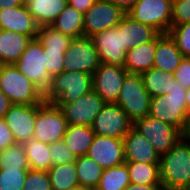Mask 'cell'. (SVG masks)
<instances>
[{
    "label": "cell",
    "mask_w": 190,
    "mask_h": 190,
    "mask_svg": "<svg viewBox=\"0 0 190 190\" xmlns=\"http://www.w3.org/2000/svg\"><path fill=\"white\" fill-rule=\"evenodd\" d=\"M143 85L151 98L167 94L171 87V75L154 67L140 74Z\"/></svg>",
    "instance_id": "31"
},
{
    "label": "cell",
    "mask_w": 190,
    "mask_h": 190,
    "mask_svg": "<svg viewBox=\"0 0 190 190\" xmlns=\"http://www.w3.org/2000/svg\"><path fill=\"white\" fill-rule=\"evenodd\" d=\"M172 25L190 22V0H172Z\"/></svg>",
    "instance_id": "40"
},
{
    "label": "cell",
    "mask_w": 190,
    "mask_h": 190,
    "mask_svg": "<svg viewBox=\"0 0 190 190\" xmlns=\"http://www.w3.org/2000/svg\"><path fill=\"white\" fill-rule=\"evenodd\" d=\"M127 73L124 67L100 63L92 75L93 90L105 103H116Z\"/></svg>",
    "instance_id": "15"
},
{
    "label": "cell",
    "mask_w": 190,
    "mask_h": 190,
    "mask_svg": "<svg viewBox=\"0 0 190 190\" xmlns=\"http://www.w3.org/2000/svg\"><path fill=\"white\" fill-rule=\"evenodd\" d=\"M29 169H0V190H22Z\"/></svg>",
    "instance_id": "35"
},
{
    "label": "cell",
    "mask_w": 190,
    "mask_h": 190,
    "mask_svg": "<svg viewBox=\"0 0 190 190\" xmlns=\"http://www.w3.org/2000/svg\"><path fill=\"white\" fill-rule=\"evenodd\" d=\"M93 89L92 74L79 71H63L52 76L51 84L43 93L45 102L69 103Z\"/></svg>",
    "instance_id": "3"
},
{
    "label": "cell",
    "mask_w": 190,
    "mask_h": 190,
    "mask_svg": "<svg viewBox=\"0 0 190 190\" xmlns=\"http://www.w3.org/2000/svg\"><path fill=\"white\" fill-rule=\"evenodd\" d=\"M39 25L27 10L25 4L0 10V29L15 31L37 38Z\"/></svg>",
    "instance_id": "19"
},
{
    "label": "cell",
    "mask_w": 190,
    "mask_h": 190,
    "mask_svg": "<svg viewBox=\"0 0 190 190\" xmlns=\"http://www.w3.org/2000/svg\"><path fill=\"white\" fill-rule=\"evenodd\" d=\"M79 185L95 190L103 173V168L88 155L76 157Z\"/></svg>",
    "instance_id": "29"
},
{
    "label": "cell",
    "mask_w": 190,
    "mask_h": 190,
    "mask_svg": "<svg viewBox=\"0 0 190 190\" xmlns=\"http://www.w3.org/2000/svg\"><path fill=\"white\" fill-rule=\"evenodd\" d=\"M64 113L68 125L91 127L94 119L101 111L105 102L92 89L85 95L69 103H54Z\"/></svg>",
    "instance_id": "13"
},
{
    "label": "cell",
    "mask_w": 190,
    "mask_h": 190,
    "mask_svg": "<svg viewBox=\"0 0 190 190\" xmlns=\"http://www.w3.org/2000/svg\"><path fill=\"white\" fill-rule=\"evenodd\" d=\"M182 59L183 55L170 34L160 33L156 37L153 67L173 75Z\"/></svg>",
    "instance_id": "20"
},
{
    "label": "cell",
    "mask_w": 190,
    "mask_h": 190,
    "mask_svg": "<svg viewBox=\"0 0 190 190\" xmlns=\"http://www.w3.org/2000/svg\"><path fill=\"white\" fill-rule=\"evenodd\" d=\"M22 190H52L48 172L29 169Z\"/></svg>",
    "instance_id": "37"
},
{
    "label": "cell",
    "mask_w": 190,
    "mask_h": 190,
    "mask_svg": "<svg viewBox=\"0 0 190 190\" xmlns=\"http://www.w3.org/2000/svg\"><path fill=\"white\" fill-rule=\"evenodd\" d=\"M186 91L187 89L176 81L175 76L171 75L168 93L151 98L149 115L182 132L187 113Z\"/></svg>",
    "instance_id": "2"
},
{
    "label": "cell",
    "mask_w": 190,
    "mask_h": 190,
    "mask_svg": "<svg viewBox=\"0 0 190 190\" xmlns=\"http://www.w3.org/2000/svg\"><path fill=\"white\" fill-rule=\"evenodd\" d=\"M16 143L14 135L7 123L3 119H0V151H3Z\"/></svg>",
    "instance_id": "42"
},
{
    "label": "cell",
    "mask_w": 190,
    "mask_h": 190,
    "mask_svg": "<svg viewBox=\"0 0 190 190\" xmlns=\"http://www.w3.org/2000/svg\"><path fill=\"white\" fill-rule=\"evenodd\" d=\"M133 122L117 103H105L94 119L91 128L95 135L123 139Z\"/></svg>",
    "instance_id": "11"
},
{
    "label": "cell",
    "mask_w": 190,
    "mask_h": 190,
    "mask_svg": "<svg viewBox=\"0 0 190 190\" xmlns=\"http://www.w3.org/2000/svg\"><path fill=\"white\" fill-rule=\"evenodd\" d=\"M126 13L109 1L96 0L93 6L84 14V35H92L105 29L114 28Z\"/></svg>",
    "instance_id": "14"
},
{
    "label": "cell",
    "mask_w": 190,
    "mask_h": 190,
    "mask_svg": "<svg viewBox=\"0 0 190 190\" xmlns=\"http://www.w3.org/2000/svg\"><path fill=\"white\" fill-rule=\"evenodd\" d=\"M52 166L67 164L76 160V156L63 140L49 144Z\"/></svg>",
    "instance_id": "38"
},
{
    "label": "cell",
    "mask_w": 190,
    "mask_h": 190,
    "mask_svg": "<svg viewBox=\"0 0 190 190\" xmlns=\"http://www.w3.org/2000/svg\"><path fill=\"white\" fill-rule=\"evenodd\" d=\"M10 100L6 97V95L0 89V119H3L6 115L9 107L11 106Z\"/></svg>",
    "instance_id": "45"
},
{
    "label": "cell",
    "mask_w": 190,
    "mask_h": 190,
    "mask_svg": "<svg viewBox=\"0 0 190 190\" xmlns=\"http://www.w3.org/2000/svg\"><path fill=\"white\" fill-rule=\"evenodd\" d=\"M184 138H190V109L187 110L185 124L182 130Z\"/></svg>",
    "instance_id": "48"
},
{
    "label": "cell",
    "mask_w": 190,
    "mask_h": 190,
    "mask_svg": "<svg viewBox=\"0 0 190 190\" xmlns=\"http://www.w3.org/2000/svg\"><path fill=\"white\" fill-rule=\"evenodd\" d=\"M69 190H93L91 188H88V187H85V186H82V185H77Z\"/></svg>",
    "instance_id": "50"
},
{
    "label": "cell",
    "mask_w": 190,
    "mask_h": 190,
    "mask_svg": "<svg viewBox=\"0 0 190 190\" xmlns=\"http://www.w3.org/2000/svg\"><path fill=\"white\" fill-rule=\"evenodd\" d=\"M22 144L30 169L48 171L52 167L49 144L35 139H30Z\"/></svg>",
    "instance_id": "27"
},
{
    "label": "cell",
    "mask_w": 190,
    "mask_h": 190,
    "mask_svg": "<svg viewBox=\"0 0 190 190\" xmlns=\"http://www.w3.org/2000/svg\"><path fill=\"white\" fill-rule=\"evenodd\" d=\"M156 50V38L129 49L126 53L124 68L128 73L141 74L153 67Z\"/></svg>",
    "instance_id": "23"
},
{
    "label": "cell",
    "mask_w": 190,
    "mask_h": 190,
    "mask_svg": "<svg viewBox=\"0 0 190 190\" xmlns=\"http://www.w3.org/2000/svg\"><path fill=\"white\" fill-rule=\"evenodd\" d=\"M100 63L124 67L127 50L123 46L122 20L114 28L91 36Z\"/></svg>",
    "instance_id": "12"
},
{
    "label": "cell",
    "mask_w": 190,
    "mask_h": 190,
    "mask_svg": "<svg viewBox=\"0 0 190 190\" xmlns=\"http://www.w3.org/2000/svg\"><path fill=\"white\" fill-rule=\"evenodd\" d=\"M67 5V0H25L27 10L39 26L51 25Z\"/></svg>",
    "instance_id": "24"
},
{
    "label": "cell",
    "mask_w": 190,
    "mask_h": 190,
    "mask_svg": "<svg viewBox=\"0 0 190 190\" xmlns=\"http://www.w3.org/2000/svg\"><path fill=\"white\" fill-rule=\"evenodd\" d=\"M103 169L125 163L123 139L95 135L87 154Z\"/></svg>",
    "instance_id": "16"
},
{
    "label": "cell",
    "mask_w": 190,
    "mask_h": 190,
    "mask_svg": "<svg viewBox=\"0 0 190 190\" xmlns=\"http://www.w3.org/2000/svg\"><path fill=\"white\" fill-rule=\"evenodd\" d=\"M160 32L154 27L133 20L127 14L122 19V39L126 50L154 40Z\"/></svg>",
    "instance_id": "21"
},
{
    "label": "cell",
    "mask_w": 190,
    "mask_h": 190,
    "mask_svg": "<svg viewBox=\"0 0 190 190\" xmlns=\"http://www.w3.org/2000/svg\"><path fill=\"white\" fill-rule=\"evenodd\" d=\"M168 33L176 42L183 57H190V22L172 25Z\"/></svg>",
    "instance_id": "36"
},
{
    "label": "cell",
    "mask_w": 190,
    "mask_h": 190,
    "mask_svg": "<svg viewBox=\"0 0 190 190\" xmlns=\"http://www.w3.org/2000/svg\"><path fill=\"white\" fill-rule=\"evenodd\" d=\"M37 105L12 104L3 120L14 135L17 143H24L33 137Z\"/></svg>",
    "instance_id": "17"
},
{
    "label": "cell",
    "mask_w": 190,
    "mask_h": 190,
    "mask_svg": "<svg viewBox=\"0 0 190 190\" xmlns=\"http://www.w3.org/2000/svg\"><path fill=\"white\" fill-rule=\"evenodd\" d=\"M123 145L126 162L159 164L161 155L134 127L123 138Z\"/></svg>",
    "instance_id": "18"
},
{
    "label": "cell",
    "mask_w": 190,
    "mask_h": 190,
    "mask_svg": "<svg viewBox=\"0 0 190 190\" xmlns=\"http://www.w3.org/2000/svg\"><path fill=\"white\" fill-rule=\"evenodd\" d=\"M172 0H138L126 13L133 20L168 33L172 27Z\"/></svg>",
    "instance_id": "9"
},
{
    "label": "cell",
    "mask_w": 190,
    "mask_h": 190,
    "mask_svg": "<svg viewBox=\"0 0 190 190\" xmlns=\"http://www.w3.org/2000/svg\"><path fill=\"white\" fill-rule=\"evenodd\" d=\"M186 108L190 109V88L186 91Z\"/></svg>",
    "instance_id": "49"
},
{
    "label": "cell",
    "mask_w": 190,
    "mask_h": 190,
    "mask_svg": "<svg viewBox=\"0 0 190 190\" xmlns=\"http://www.w3.org/2000/svg\"><path fill=\"white\" fill-rule=\"evenodd\" d=\"M132 184L161 185L159 164L126 162Z\"/></svg>",
    "instance_id": "32"
},
{
    "label": "cell",
    "mask_w": 190,
    "mask_h": 190,
    "mask_svg": "<svg viewBox=\"0 0 190 190\" xmlns=\"http://www.w3.org/2000/svg\"><path fill=\"white\" fill-rule=\"evenodd\" d=\"M14 65L43 93L51 84L52 77L45 67L43 45L37 38L31 39Z\"/></svg>",
    "instance_id": "7"
},
{
    "label": "cell",
    "mask_w": 190,
    "mask_h": 190,
    "mask_svg": "<svg viewBox=\"0 0 190 190\" xmlns=\"http://www.w3.org/2000/svg\"><path fill=\"white\" fill-rule=\"evenodd\" d=\"M173 75L184 88H190V57H183Z\"/></svg>",
    "instance_id": "41"
},
{
    "label": "cell",
    "mask_w": 190,
    "mask_h": 190,
    "mask_svg": "<svg viewBox=\"0 0 190 190\" xmlns=\"http://www.w3.org/2000/svg\"><path fill=\"white\" fill-rule=\"evenodd\" d=\"M25 0H0V10L24 5Z\"/></svg>",
    "instance_id": "47"
},
{
    "label": "cell",
    "mask_w": 190,
    "mask_h": 190,
    "mask_svg": "<svg viewBox=\"0 0 190 190\" xmlns=\"http://www.w3.org/2000/svg\"><path fill=\"white\" fill-rule=\"evenodd\" d=\"M47 172L52 190H69L79 185L75 161L54 165Z\"/></svg>",
    "instance_id": "28"
},
{
    "label": "cell",
    "mask_w": 190,
    "mask_h": 190,
    "mask_svg": "<svg viewBox=\"0 0 190 190\" xmlns=\"http://www.w3.org/2000/svg\"><path fill=\"white\" fill-rule=\"evenodd\" d=\"M44 54L45 67L51 77L64 71V50L44 49Z\"/></svg>",
    "instance_id": "39"
},
{
    "label": "cell",
    "mask_w": 190,
    "mask_h": 190,
    "mask_svg": "<svg viewBox=\"0 0 190 190\" xmlns=\"http://www.w3.org/2000/svg\"><path fill=\"white\" fill-rule=\"evenodd\" d=\"M129 171L126 162L104 169L95 190H125L130 184Z\"/></svg>",
    "instance_id": "30"
},
{
    "label": "cell",
    "mask_w": 190,
    "mask_h": 190,
    "mask_svg": "<svg viewBox=\"0 0 190 190\" xmlns=\"http://www.w3.org/2000/svg\"><path fill=\"white\" fill-rule=\"evenodd\" d=\"M32 139L51 144L63 139L68 123L60 107L53 102L37 104Z\"/></svg>",
    "instance_id": "5"
},
{
    "label": "cell",
    "mask_w": 190,
    "mask_h": 190,
    "mask_svg": "<svg viewBox=\"0 0 190 190\" xmlns=\"http://www.w3.org/2000/svg\"><path fill=\"white\" fill-rule=\"evenodd\" d=\"M150 101L151 97L143 85L141 75L127 73L116 103L133 123L149 115Z\"/></svg>",
    "instance_id": "6"
},
{
    "label": "cell",
    "mask_w": 190,
    "mask_h": 190,
    "mask_svg": "<svg viewBox=\"0 0 190 190\" xmlns=\"http://www.w3.org/2000/svg\"><path fill=\"white\" fill-rule=\"evenodd\" d=\"M125 190H163L162 185H144L130 183Z\"/></svg>",
    "instance_id": "46"
},
{
    "label": "cell",
    "mask_w": 190,
    "mask_h": 190,
    "mask_svg": "<svg viewBox=\"0 0 190 190\" xmlns=\"http://www.w3.org/2000/svg\"><path fill=\"white\" fill-rule=\"evenodd\" d=\"M105 1L113 3L114 5L122 9L125 13H128L138 0H105Z\"/></svg>",
    "instance_id": "44"
},
{
    "label": "cell",
    "mask_w": 190,
    "mask_h": 190,
    "mask_svg": "<svg viewBox=\"0 0 190 190\" xmlns=\"http://www.w3.org/2000/svg\"><path fill=\"white\" fill-rule=\"evenodd\" d=\"M37 39L43 45V49L64 50L69 48L71 37L63 35L51 25L39 26Z\"/></svg>",
    "instance_id": "33"
},
{
    "label": "cell",
    "mask_w": 190,
    "mask_h": 190,
    "mask_svg": "<svg viewBox=\"0 0 190 190\" xmlns=\"http://www.w3.org/2000/svg\"><path fill=\"white\" fill-rule=\"evenodd\" d=\"M31 39L15 31L0 29V65L15 64Z\"/></svg>",
    "instance_id": "22"
},
{
    "label": "cell",
    "mask_w": 190,
    "mask_h": 190,
    "mask_svg": "<svg viewBox=\"0 0 190 190\" xmlns=\"http://www.w3.org/2000/svg\"><path fill=\"white\" fill-rule=\"evenodd\" d=\"M30 169L23 144L16 143L0 151V169Z\"/></svg>",
    "instance_id": "34"
},
{
    "label": "cell",
    "mask_w": 190,
    "mask_h": 190,
    "mask_svg": "<svg viewBox=\"0 0 190 190\" xmlns=\"http://www.w3.org/2000/svg\"><path fill=\"white\" fill-rule=\"evenodd\" d=\"M182 190H190V184L184 187Z\"/></svg>",
    "instance_id": "51"
},
{
    "label": "cell",
    "mask_w": 190,
    "mask_h": 190,
    "mask_svg": "<svg viewBox=\"0 0 190 190\" xmlns=\"http://www.w3.org/2000/svg\"><path fill=\"white\" fill-rule=\"evenodd\" d=\"M0 89L11 104H41L43 92L22 74L14 64L0 65Z\"/></svg>",
    "instance_id": "4"
},
{
    "label": "cell",
    "mask_w": 190,
    "mask_h": 190,
    "mask_svg": "<svg viewBox=\"0 0 190 190\" xmlns=\"http://www.w3.org/2000/svg\"><path fill=\"white\" fill-rule=\"evenodd\" d=\"M159 175L163 190H182L190 184V138L182 137L160 156Z\"/></svg>",
    "instance_id": "1"
},
{
    "label": "cell",
    "mask_w": 190,
    "mask_h": 190,
    "mask_svg": "<svg viewBox=\"0 0 190 190\" xmlns=\"http://www.w3.org/2000/svg\"><path fill=\"white\" fill-rule=\"evenodd\" d=\"M68 4L77 11L85 14L96 2V0H67Z\"/></svg>",
    "instance_id": "43"
},
{
    "label": "cell",
    "mask_w": 190,
    "mask_h": 190,
    "mask_svg": "<svg viewBox=\"0 0 190 190\" xmlns=\"http://www.w3.org/2000/svg\"><path fill=\"white\" fill-rule=\"evenodd\" d=\"M133 127L149 140L160 155L171 150L183 137L177 128L150 115L136 120Z\"/></svg>",
    "instance_id": "8"
},
{
    "label": "cell",
    "mask_w": 190,
    "mask_h": 190,
    "mask_svg": "<svg viewBox=\"0 0 190 190\" xmlns=\"http://www.w3.org/2000/svg\"><path fill=\"white\" fill-rule=\"evenodd\" d=\"M51 26L72 39L83 36L84 14L68 4Z\"/></svg>",
    "instance_id": "25"
},
{
    "label": "cell",
    "mask_w": 190,
    "mask_h": 190,
    "mask_svg": "<svg viewBox=\"0 0 190 190\" xmlns=\"http://www.w3.org/2000/svg\"><path fill=\"white\" fill-rule=\"evenodd\" d=\"M94 137L95 133L89 126L68 125L62 140L79 157L87 154Z\"/></svg>",
    "instance_id": "26"
},
{
    "label": "cell",
    "mask_w": 190,
    "mask_h": 190,
    "mask_svg": "<svg viewBox=\"0 0 190 190\" xmlns=\"http://www.w3.org/2000/svg\"><path fill=\"white\" fill-rule=\"evenodd\" d=\"M64 71H79L94 74L100 65L98 53L91 37L83 35L73 38L64 54Z\"/></svg>",
    "instance_id": "10"
}]
</instances>
